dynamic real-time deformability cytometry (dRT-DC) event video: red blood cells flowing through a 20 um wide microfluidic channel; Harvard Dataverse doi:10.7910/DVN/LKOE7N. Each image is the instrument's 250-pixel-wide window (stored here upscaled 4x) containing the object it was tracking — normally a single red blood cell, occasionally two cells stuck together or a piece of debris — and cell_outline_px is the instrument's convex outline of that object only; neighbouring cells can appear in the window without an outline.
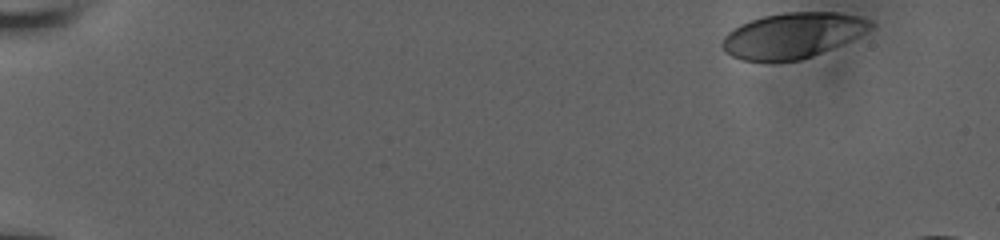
{"species": "human", "species_latin": "Homo sapiens", "temperature_condition": "room temperature", "stored_images_in_passage": 28, "camera_frame_rate_fps": 3000, "um_per_image_px": 0.085, "donor": {"sex": "male"}, "frame": {"image": 1, "passage_image": 1, "time_ms": 0.0, "image_size_px": [1000, 240], "cell_outline_px": [[876, 24], [872, 28], [840, 44], [812, 56], [800, 60], [740, 60], [724, 52], [720, 44], [724, 36], [732, 28], [740, 24], [764, 16], [784, 12], [836, 12], [856, 16], [872, 20]], "centroid_in_image_um": [67.33, 2.99], "position_along_channel_um": 17.7, "area_um2": 38.84}}
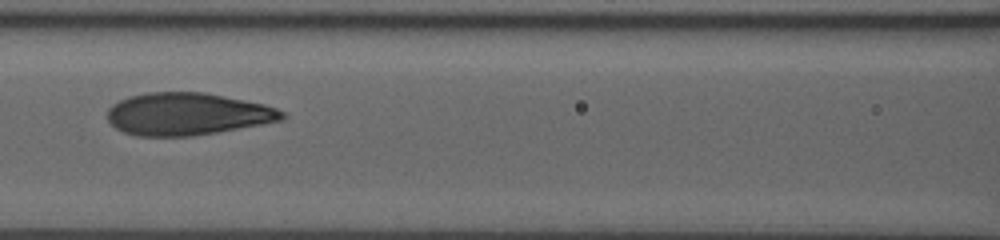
{"frame": {"image": 2, "passage_image": 16, "time_ms": 7.667, "image_size_px": [1000, 240], "cell_outline_px": [[288, 116], [284, 120], [216, 132], [192, 136], [136, 136], [124, 132], [116, 128], [108, 120], [108, 108], [112, 104], [128, 96], [148, 92], [204, 92], [264, 104], [276, 108], [284, 112]], "centroid_in_image_um": [15.92, 9.69], "position_along_channel_um": 150.7, "area_um2": 43.12}}
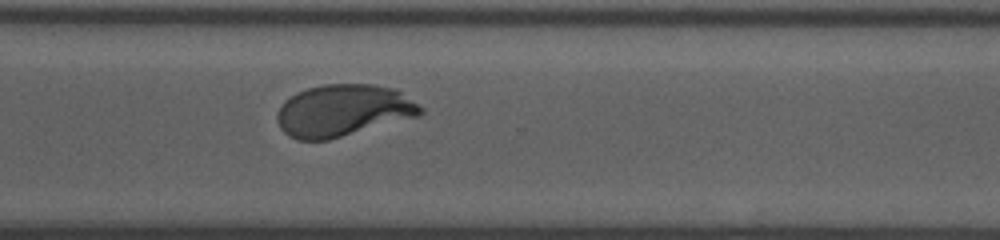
{"frame": {"image": 3, "passage_image": 28, "time_ms": 12.667, "image_size_px": [1000, 240], "cell_outline_px": [[424, 112], [416, 116], [328, 140], [300, 140], [288, 136], [280, 128], [276, 120], [276, 112], [280, 104], [284, 100], [296, 92], [308, 88], [324, 84], [372, 84], [396, 88], [424, 108]], "centroid_in_image_um": [29.12, 9.38], "position_along_channel_um": 341.5, "area_um2": 43.47}}